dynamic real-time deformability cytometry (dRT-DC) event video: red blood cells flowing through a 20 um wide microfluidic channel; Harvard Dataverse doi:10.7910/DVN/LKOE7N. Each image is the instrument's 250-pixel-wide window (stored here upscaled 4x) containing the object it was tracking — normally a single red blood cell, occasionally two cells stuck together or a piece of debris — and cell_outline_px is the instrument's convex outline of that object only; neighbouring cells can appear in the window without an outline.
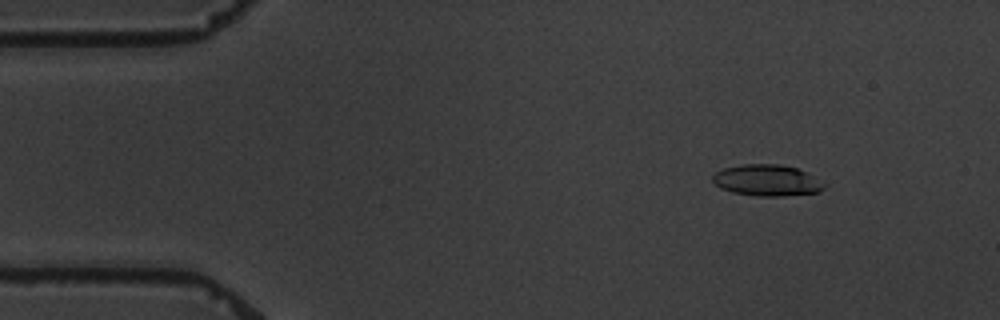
{"species": "common noctule bat (a hibernating species)", "species_latin": "Nyctalus noctula", "temperature_condition": "warm", "stored_images_in_passage": 6, "camera_frame_rate_fps": 3000, "um_per_image_px": 0.085, "animal": {"sex": "male", "body_mass_g": 19.5, "forearm_length_mm": 54.6}, "frame": {"image": 1, "passage_image": 2, "time_ms": 1.0, "image_size_px": [1000, 320], "cell_outline_px": [[828, 184], [820, 192], [784, 196], [756, 196], [732, 192], [720, 188], [712, 180], [712, 176], [716, 172], [724, 168], [740, 164], [780, 164], [796, 168]], "centroid_in_image_um": [65.19, 15.33], "position_along_channel_um": 19.8, "area_um2": 20.4}}
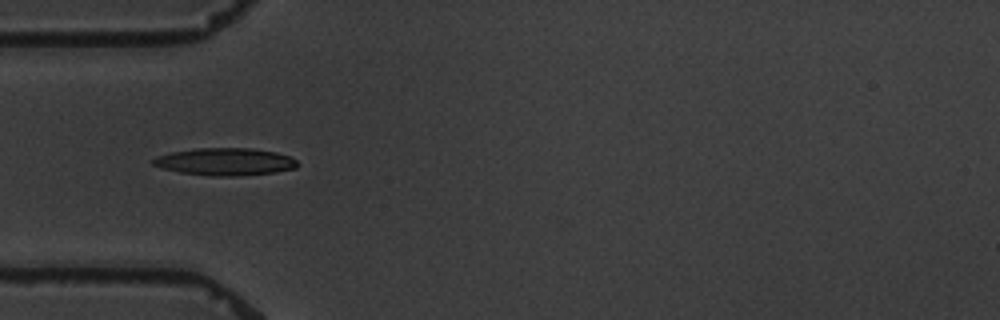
{"frame": {"image": 2, "passage_image": 5, "time_ms": 4.667, "image_size_px": [1000, 320], "cell_outline_px": [[300, 164], [296, 168], [276, 172], [236, 176], [208, 176], [180, 172], [164, 168], [152, 164], [152, 160], [156, 156], [172, 152], [196, 148], [252, 148], [276, 152], [288, 156], [296, 160]], "centroid_in_image_um": [19.16, 13.74], "position_along_channel_um": 65.8, "area_um2": 23.06}}
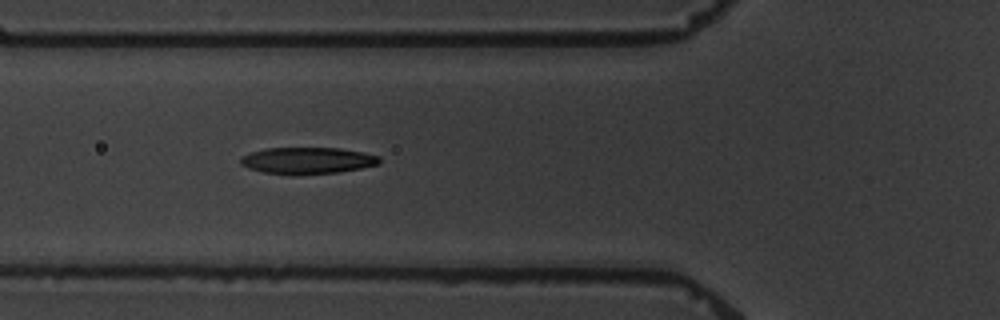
{"frame": {"image": 3, "passage_image": 6, "time_ms": 5.667, "image_size_px": [1000, 320], "cell_outline_px": [[380, 164], [360, 168], [336, 172], [296, 176], [264, 172], [248, 168], [240, 164], [240, 156], [264, 148], [340, 148], [364, 152], [380, 156]], "centroid_in_image_um": [26.12, 13.65], "position_along_channel_um": 99.7, "area_um2": 21.79}}